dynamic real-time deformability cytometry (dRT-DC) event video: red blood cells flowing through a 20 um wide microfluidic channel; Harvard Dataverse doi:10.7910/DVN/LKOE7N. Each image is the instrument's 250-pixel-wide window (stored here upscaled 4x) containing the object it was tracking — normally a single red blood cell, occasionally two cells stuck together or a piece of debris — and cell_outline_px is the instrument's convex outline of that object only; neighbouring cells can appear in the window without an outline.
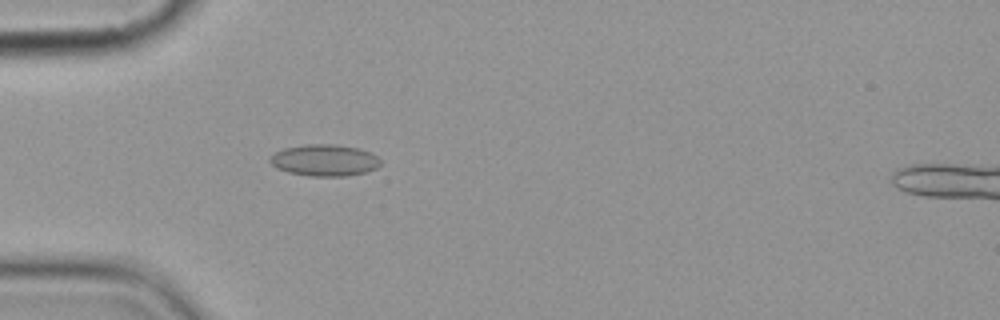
{"species": "common noctule bat (a hibernating species)", "species_latin": "Nyctalus noctula", "temperature_condition": "cold", "stored_images_in_passage": 2, "camera_frame_rate_fps": 3000, "um_per_image_px": 0.085, "animal": {"sex": "female", "body_mass_g": 19.9}, "frame": {"image": 1, "passage_image": 2, "time_ms": 1.0, "image_size_px": [1000, 320], "cell_outline_px": [[380, 164], [376, 168], [364, 172], [344, 176], [308, 176], [288, 172], [276, 168], [268, 160], [276, 152], [284, 148], [304, 144], [332, 144], [356, 148], [368, 152], [376, 156], [380, 160]], "centroid_in_image_um": [27.54, 13.62], "position_along_channel_um": 57.5, "area_um2": 20.11}}